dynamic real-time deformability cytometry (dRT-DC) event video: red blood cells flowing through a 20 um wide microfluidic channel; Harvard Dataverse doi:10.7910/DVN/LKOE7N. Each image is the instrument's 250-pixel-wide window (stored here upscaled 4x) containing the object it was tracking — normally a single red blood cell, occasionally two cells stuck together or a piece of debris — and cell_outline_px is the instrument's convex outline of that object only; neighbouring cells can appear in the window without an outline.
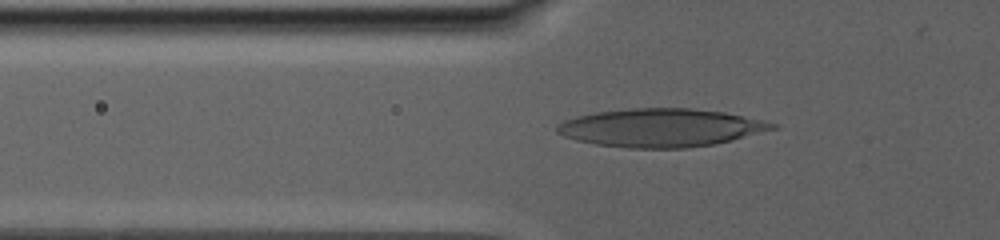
{"species": "human", "species_latin": "Homo sapiens", "temperature_condition": "warm", "stored_images_in_passage": 66, "camera_frame_rate_fps": 3000, "um_per_image_px": 0.085, "donor": {"sex": "male"}, "frame": {"image": 1, "passage_image": 27, "time_ms": 10.667, "image_size_px": [1000, 240], "cell_outline_px": [[780, 128], [716, 144], [684, 148], [628, 148], [596, 144], [576, 140], [564, 136], [556, 132], [556, 128], [564, 120], [576, 116], [596, 112], [628, 108], [692, 108], [724, 112], [764, 120], [780, 124]], "centroid_in_image_um": [56.23, 10.85], "position_along_channel_um": 69.6, "area_um2": 48.21}}
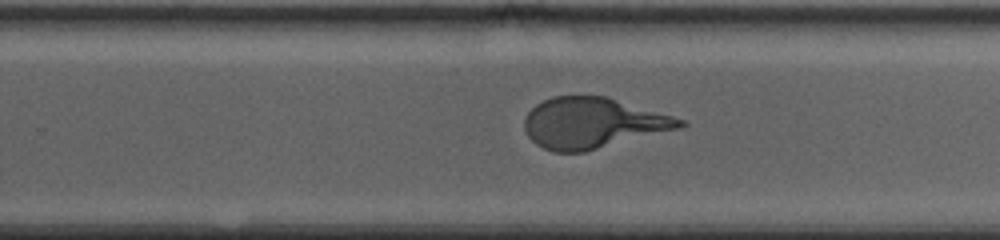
{"frame": {"image": 2, "passage_image": 45, "time_ms": 19.0, "image_size_px": [1000, 240], "cell_outline_px": [[688, 124], [680, 128], [584, 152], [552, 152], [536, 144], [528, 136], [524, 128], [524, 120], [528, 112], [536, 104], [552, 96], [608, 96], [672, 116], [684, 120]], "centroid_in_image_um": [50.37, 10.45], "position_along_channel_um": 279.4, "area_um2": 45.78}}
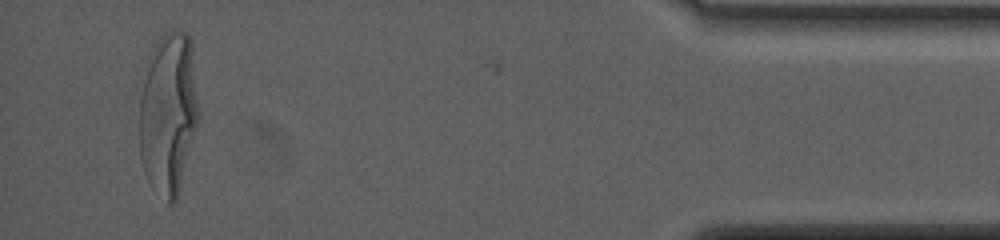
{"frame": {"image": 3, "passage_image": 65, "time_ms": 26.667, "image_size_px": [1000, 240], "cell_outline_px": [[196, 124], [176, 200], [172, 204], [168, 204], [152, 188], [144, 172], [140, 160], [140, 100], [144, 80], [160, 36], [164, 32], [180, 28], [192, 40], [196, 100]], "centroid_in_image_um": [14.29, 9.65], "position_along_channel_um": 420.9, "area_um2": 54.27}}